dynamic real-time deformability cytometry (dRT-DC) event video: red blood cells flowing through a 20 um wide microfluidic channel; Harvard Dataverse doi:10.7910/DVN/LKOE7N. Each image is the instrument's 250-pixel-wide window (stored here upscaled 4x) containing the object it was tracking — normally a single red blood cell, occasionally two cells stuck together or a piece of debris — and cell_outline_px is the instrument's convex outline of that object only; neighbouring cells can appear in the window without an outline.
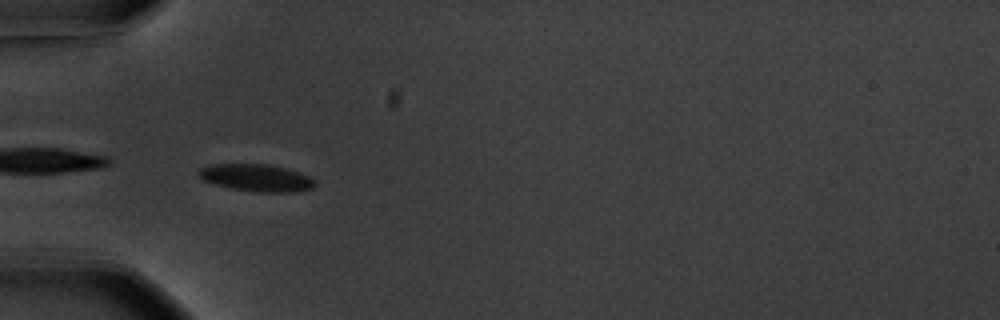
{"species": "common noctule bat (a hibernating species)", "species_latin": "Nyctalus noctula", "temperature_condition": "warm", "stored_images_in_passage": 39, "camera_frame_rate_fps": 3000, "um_per_image_px": 0.085, "animal": {"sex": "male", "body_mass_g": 20.1, "forearm_length_mm": 53.5}, "frame": {"image": 1, "passage_image": 1, "time_ms": 0.0, "image_size_px": [1000, 320], "cell_outline_px": [[316, 184], [312, 188], [300, 192], [252, 192], [232, 188], [216, 184], [204, 180], [196, 172], [200, 168], [212, 164], [268, 164], [288, 168], [308, 176]], "centroid_in_image_um": [21.81, 15.11], "position_along_channel_um": 63.2, "area_um2": 18.44}}
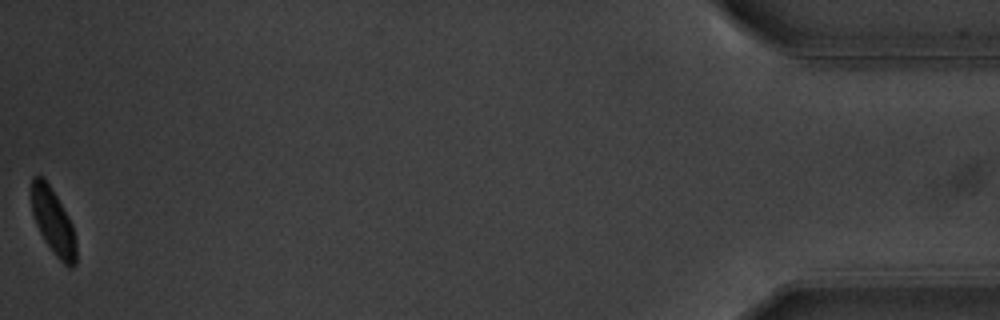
{"frame": {"image": 2, "passage_image": 39, "time_ms": 12.667, "image_size_px": [1000, 320], "cell_outline_px": [[76, 264], [72, 268], [68, 268], [56, 256], [44, 240], [36, 224], [32, 212], [32, 176], [44, 176], [68, 216], [72, 224], [76, 244]], "centroid_in_image_um": [4.53, 18.86], "position_along_channel_um": 430.7, "area_um2": 16.99}, "authors_computed_cell_mechanics": {"area_um2": 18.1492, "velocity_mm_per_s": 3.619, "shape_relaxation_time_tau1_ms": 1.9548, "shape_relaxation_time_tau2_ms": null, "deformation_change_tau1": 0.1168, "deformation_change_tau2": null}}